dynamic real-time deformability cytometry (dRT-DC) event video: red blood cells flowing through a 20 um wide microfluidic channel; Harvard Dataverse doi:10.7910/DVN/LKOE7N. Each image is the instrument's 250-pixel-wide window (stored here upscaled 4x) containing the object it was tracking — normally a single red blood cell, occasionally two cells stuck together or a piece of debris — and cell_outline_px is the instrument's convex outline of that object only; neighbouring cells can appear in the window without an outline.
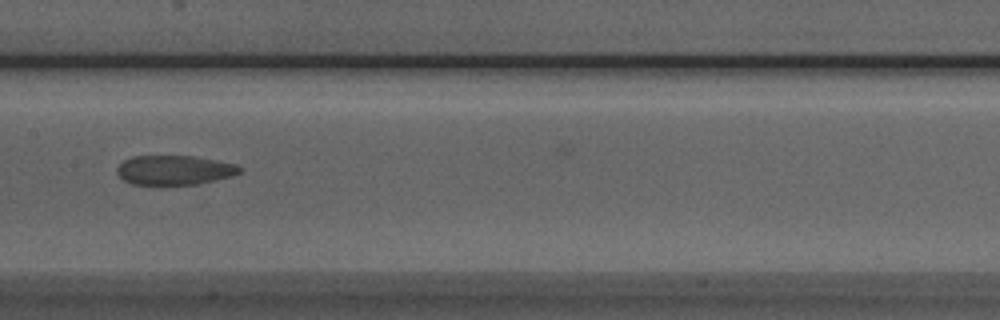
{"species": "Egyptian fruit bat (a non-hibernating species)", "species_latin": "Rousettus aegyptiacus", "temperature_condition": "room temperature", "stored_images_in_passage": 8, "camera_frame_rate_fps": 3000, "um_per_image_px": 0.085, "animal": {"sex": "male"}, "frame": {"image": 1, "passage_image": 8, "time_ms": 8.0, "image_size_px": [1000, 320], "cell_outline_px": [[244, 168], [240, 172], [232, 176], [216, 180], [196, 184], [160, 188], [132, 184], [124, 180], [116, 172], [116, 168], [124, 160], [132, 156], [192, 156], [236, 164]], "centroid_in_image_um": [14.79, 14.51], "position_along_channel_um": 192.6, "area_um2": 21.85}}